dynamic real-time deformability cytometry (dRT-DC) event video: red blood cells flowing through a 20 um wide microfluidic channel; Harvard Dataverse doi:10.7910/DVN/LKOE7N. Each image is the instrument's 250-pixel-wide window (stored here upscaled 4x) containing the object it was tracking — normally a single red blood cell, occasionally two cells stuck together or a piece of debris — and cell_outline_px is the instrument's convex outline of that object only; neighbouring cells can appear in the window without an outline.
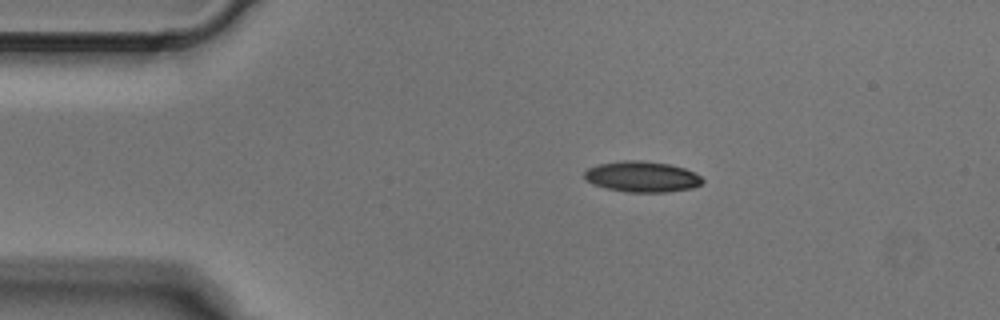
{"species": "Egyptian fruit bat (a non-hibernating species)", "species_latin": "Rousettus aegyptiacus", "temperature_condition": "cold", "stored_images_in_passage": 3, "camera_frame_rate_fps": 3000, "um_per_image_px": 0.085, "animal": {"sex": "male"}, "frame": {"image": 1, "passage_image": 1, "time_ms": 0.0, "image_size_px": [1000, 320], "cell_outline_px": [[704, 184], [692, 188], [668, 192], [628, 192], [608, 188], [592, 184], [584, 180], [584, 172], [588, 168], [596, 164], [620, 160], [644, 160], [668, 164], [684, 168], [700, 176], [704, 180]], "centroid_in_image_um": [54.55, 15.01], "position_along_channel_um": 30.4, "area_um2": 21.39}}
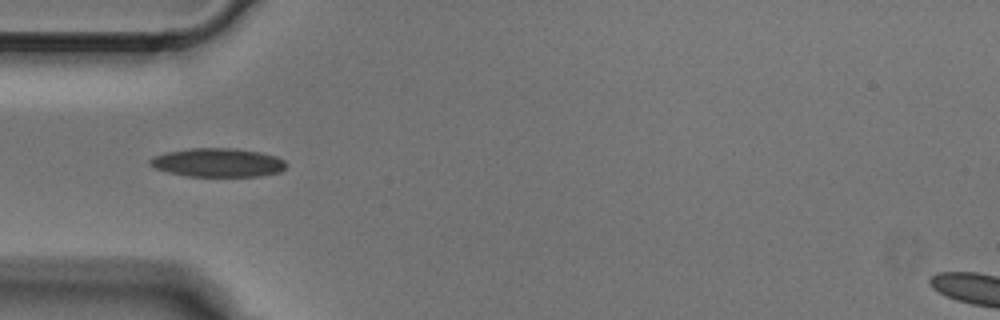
{"frame": {"image": 2, "passage_image": 3, "time_ms": 0.667, "image_size_px": [1000, 320], "cell_outline_px": [[288, 164], [280, 172], [260, 176], [188, 176], [168, 172], [156, 168], [148, 164], [148, 160], [152, 156], [168, 152], [188, 148], [236, 148], [260, 152], [276, 156], [284, 160]], "centroid_in_image_um": [18.51, 13.81], "position_along_channel_um": 66.5, "area_um2": 22.89}}